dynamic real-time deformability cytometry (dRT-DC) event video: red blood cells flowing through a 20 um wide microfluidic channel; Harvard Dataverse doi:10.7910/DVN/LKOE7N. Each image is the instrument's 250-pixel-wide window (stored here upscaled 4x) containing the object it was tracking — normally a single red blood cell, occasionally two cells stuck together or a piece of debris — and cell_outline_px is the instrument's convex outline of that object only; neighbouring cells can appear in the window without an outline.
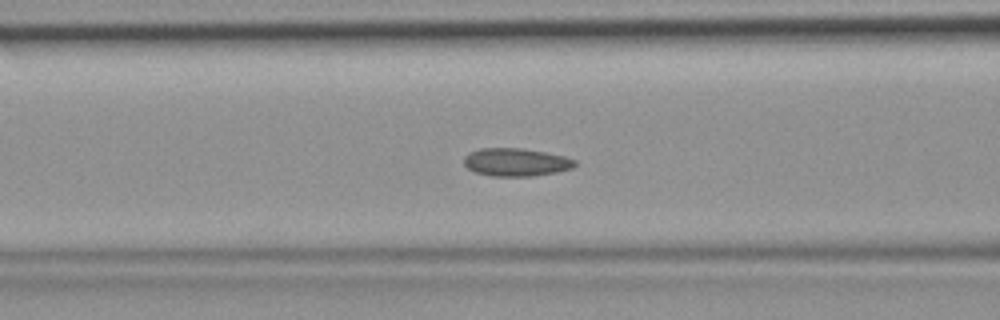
{"species": "common noctule bat (a hibernating species)", "species_latin": "Nyctalus noctula", "temperature_condition": "room temperature", "stored_images_in_passage": 48, "camera_frame_rate_fps": 3000, "um_per_image_px": 0.085, "animal": {"sex": "female", "body_mass_g": 19.9}, "frame": {"image": 1, "passage_image": 20, "time_ms": 6.333, "image_size_px": [1000, 320], "cell_outline_px": [[576, 164], [572, 168], [556, 172], [532, 176], [492, 176], [472, 172], [464, 164], [464, 156], [468, 152], [480, 148], [520, 148], [544, 152], [564, 156], [576, 160]], "centroid_in_image_um": [43.82, 13.78], "position_along_channel_um": 122.8, "area_um2": 18.15}}
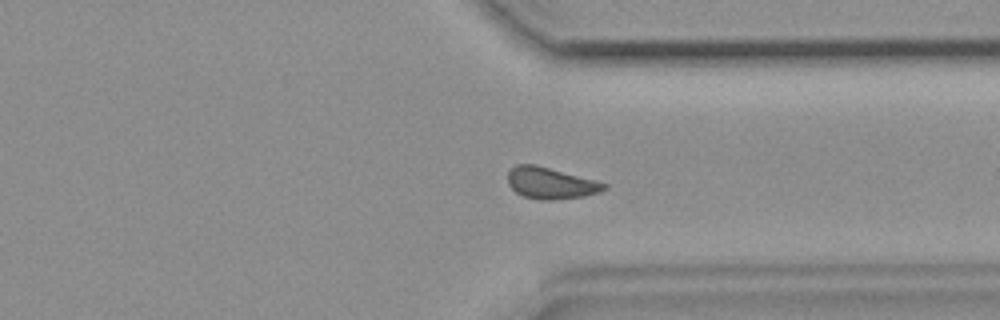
{"frame": {"image": 2, "passage_image": 37, "time_ms": 12.0, "image_size_px": [1000, 320], "cell_outline_px": [[608, 188], [600, 192], [584, 196], [552, 200], [540, 200], [524, 196], [516, 192], [508, 184], [508, 172], [516, 164], [536, 164], [596, 180], [608, 184]], "centroid_in_image_um": [46.82, 15.56], "position_along_channel_um": 364.6, "area_um2": 17.74}}
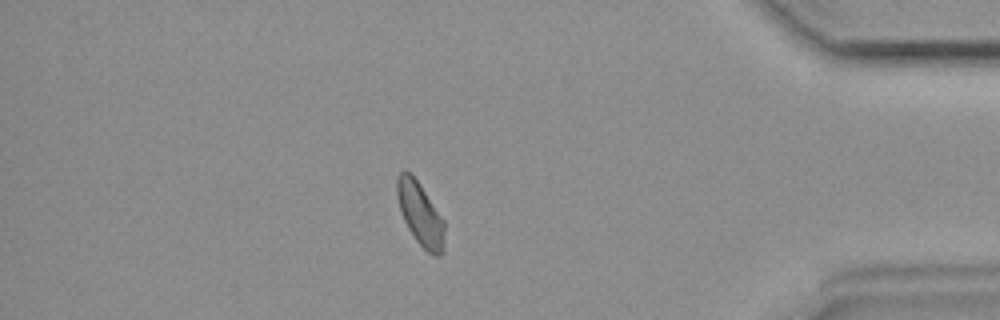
{"frame": {"image": 3, "passage_image": 42, "time_ms": 13.667, "image_size_px": [1000, 320], "cell_outline_px": [[444, 252], [440, 256], [432, 256], [416, 240], [408, 228], [400, 212], [396, 196], [396, 176], [404, 168], [420, 184], [444, 220]], "centroid_in_image_um": [35.71, 18.19], "position_along_channel_um": 399.5, "area_um2": 17.63}}